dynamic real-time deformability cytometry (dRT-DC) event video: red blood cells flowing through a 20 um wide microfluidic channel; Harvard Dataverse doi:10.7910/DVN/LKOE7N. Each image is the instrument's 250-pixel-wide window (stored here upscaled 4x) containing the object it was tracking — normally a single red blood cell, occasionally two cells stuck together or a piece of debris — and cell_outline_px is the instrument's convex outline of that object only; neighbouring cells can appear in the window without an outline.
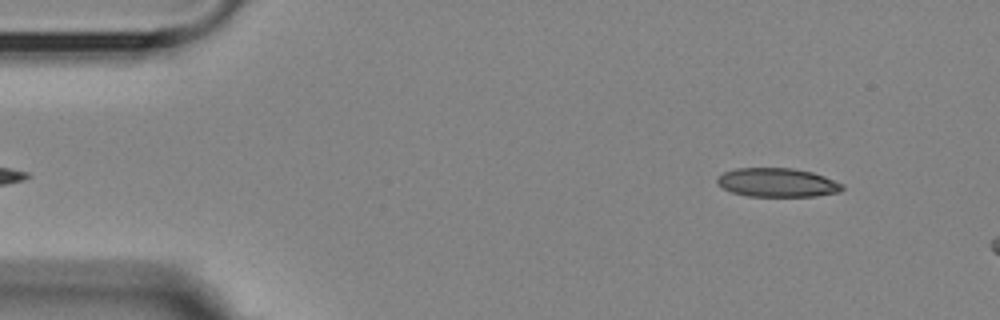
{"species": "Egyptian fruit bat (a non-hibernating species)", "species_latin": "Rousettus aegyptiacus", "temperature_condition": "room temperature", "stored_images_in_passage": 6, "segment_of_instrument_passage": [2, 2], "camera_frame_rate_fps": 3000, "um_per_image_px": 0.085, "animal": {"sex": "female"}, "frame": {"image": 1, "passage_image": 6, "time_ms": 5.667, "image_size_px": [1000, 320], "cell_outline_px": [[844, 188], [840, 192], [816, 196], [748, 196], [732, 192], [716, 184], [716, 176], [724, 172], [736, 168], [792, 168], [812, 172], [824, 176], [844, 184]], "centroid_in_image_um": [66.06, 15.51], "position_along_channel_um": 18.9, "area_um2": 21.15}}